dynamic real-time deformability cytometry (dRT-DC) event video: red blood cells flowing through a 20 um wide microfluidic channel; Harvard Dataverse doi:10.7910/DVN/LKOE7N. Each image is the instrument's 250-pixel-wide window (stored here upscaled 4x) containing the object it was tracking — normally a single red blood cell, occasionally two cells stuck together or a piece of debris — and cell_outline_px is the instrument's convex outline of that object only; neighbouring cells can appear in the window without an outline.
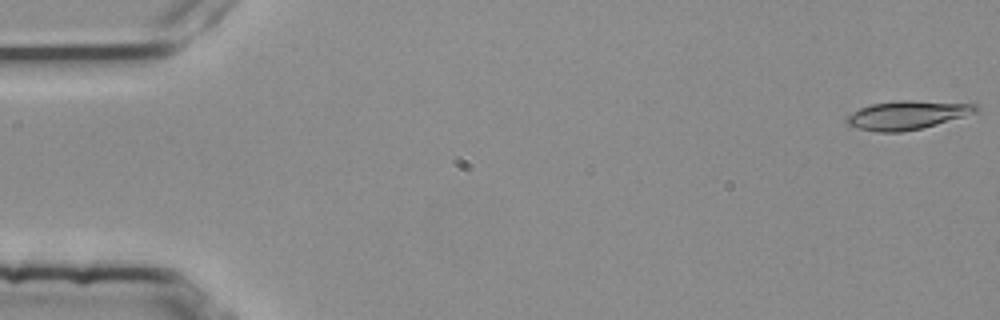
{"species": "common noctule bat (a hibernating species)", "species_latin": "Nyctalus noctula", "temperature_condition": "room temperature", "stored_images_in_passage": 4, "camera_frame_rate_fps": 3000, "um_per_image_px": 0.085, "animal": {"sex": "female", "body_mass_g": 25.1}, "frame": {"image": 1, "passage_image": 1, "time_ms": 0.0, "image_size_px": [1000, 320], "cell_outline_px": [[980, 108], [976, 112], [964, 116], [936, 124], [920, 128], [900, 132], [876, 132], [860, 128], [848, 124], [844, 116], [860, 108], [872, 104], [900, 100], [912, 100], [976, 104]], "centroid_in_image_um": [77.1, 9.77], "position_along_channel_um": 7.9, "area_um2": 21.33}}
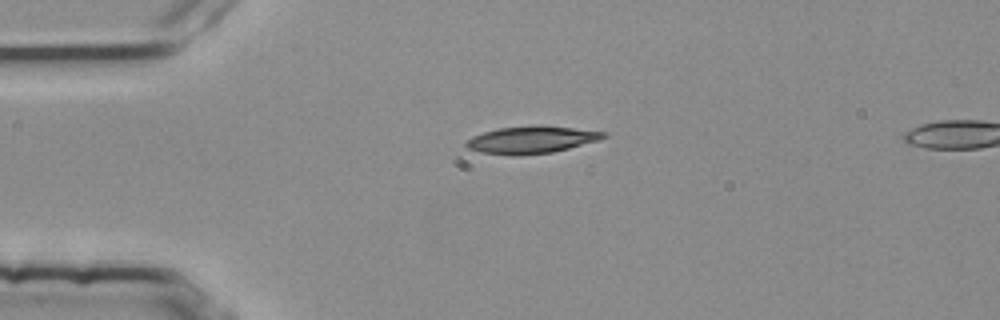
{"frame": {"image": 2, "passage_image": 3, "time_ms": 0.667, "image_size_px": [1000, 320], "cell_outline_px": [[608, 136], [600, 140], [552, 152], [516, 156], [480, 152], [468, 148], [464, 144], [472, 136], [484, 132], [500, 128], [532, 124], [572, 128], [604, 132]], "centroid_in_image_um": [45.15, 11.87], "position_along_channel_um": 39.8, "area_um2": 21.73}}